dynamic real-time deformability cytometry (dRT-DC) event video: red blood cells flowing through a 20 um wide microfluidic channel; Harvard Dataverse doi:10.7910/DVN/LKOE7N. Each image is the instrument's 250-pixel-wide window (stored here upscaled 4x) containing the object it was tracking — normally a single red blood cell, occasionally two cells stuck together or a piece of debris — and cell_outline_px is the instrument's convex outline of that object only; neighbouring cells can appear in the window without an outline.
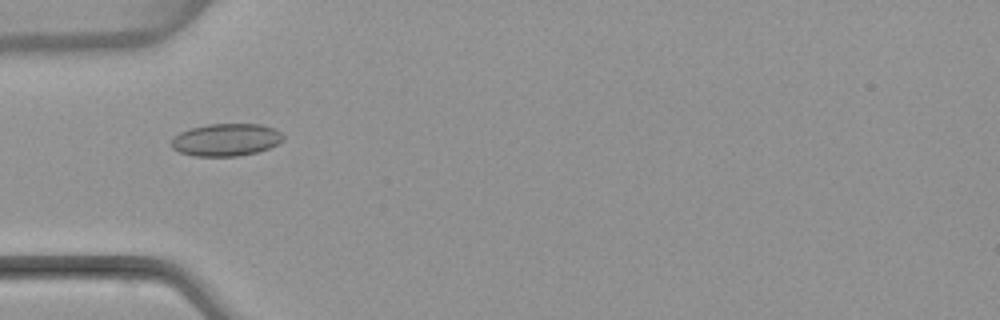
{"species": "common noctule bat (a hibernating species)", "species_latin": "Nyctalus noctula", "temperature_condition": "warm", "stored_images_in_passage": 5, "camera_frame_rate_fps": 3000, "um_per_image_px": 0.085, "animal": {"sex": "female", "body_mass_g": 22.7, "forearm_length_mm": 54.2}, "frame": {"image": 1, "passage_image": 3, "time_ms": 5.333, "image_size_px": [1000, 320], "cell_outline_px": [[284, 140], [268, 148], [256, 152], [236, 156], [192, 156], [180, 152], [172, 148], [172, 140], [180, 132], [192, 128], [208, 124], [260, 124], [272, 128], [280, 132], [284, 136]], "centroid_in_image_um": [19.22, 11.88], "position_along_channel_um": 65.8, "area_um2": 20.92}}
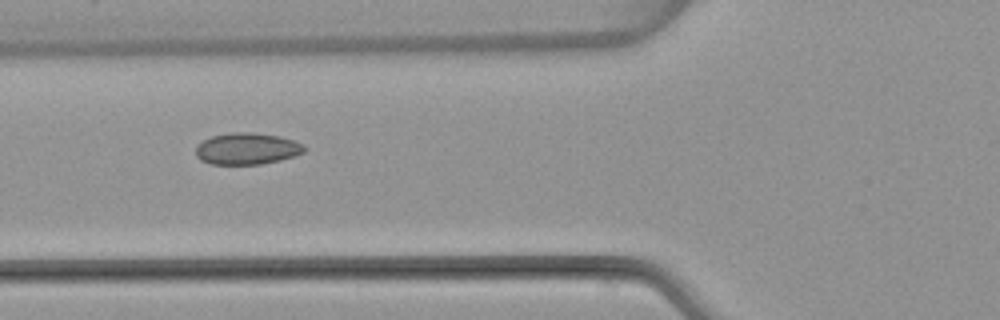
{"frame": {"image": 2, "passage_image": 4, "time_ms": 6.333, "image_size_px": [1000, 320], "cell_outline_px": [[308, 148], [304, 152], [280, 160], [260, 164], [208, 164], [200, 160], [196, 156], [196, 148], [204, 140], [212, 136], [232, 132], [248, 132], [280, 136], [304, 144]], "centroid_in_image_um": [21.0, 12.64], "position_along_channel_um": 104.8, "area_um2": 19.94}}
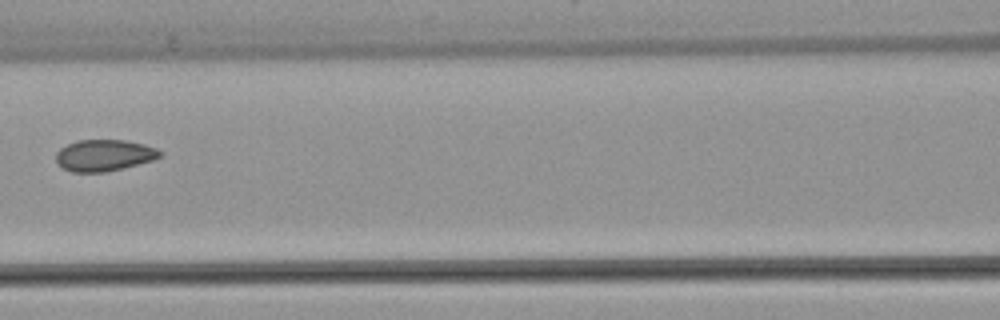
{"frame": {"image": 3, "passage_image": 5, "time_ms": 7.667, "image_size_px": [1000, 320], "cell_outline_px": [[164, 152], [160, 156], [152, 160], [104, 172], [72, 172], [56, 164], [56, 152], [60, 148], [68, 144], [80, 140], [124, 140], [144, 144], [156, 148]], "centroid_in_image_um": [8.83, 13.19], "position_along_channel_um": 157.8, "area_um2": 18.9}}